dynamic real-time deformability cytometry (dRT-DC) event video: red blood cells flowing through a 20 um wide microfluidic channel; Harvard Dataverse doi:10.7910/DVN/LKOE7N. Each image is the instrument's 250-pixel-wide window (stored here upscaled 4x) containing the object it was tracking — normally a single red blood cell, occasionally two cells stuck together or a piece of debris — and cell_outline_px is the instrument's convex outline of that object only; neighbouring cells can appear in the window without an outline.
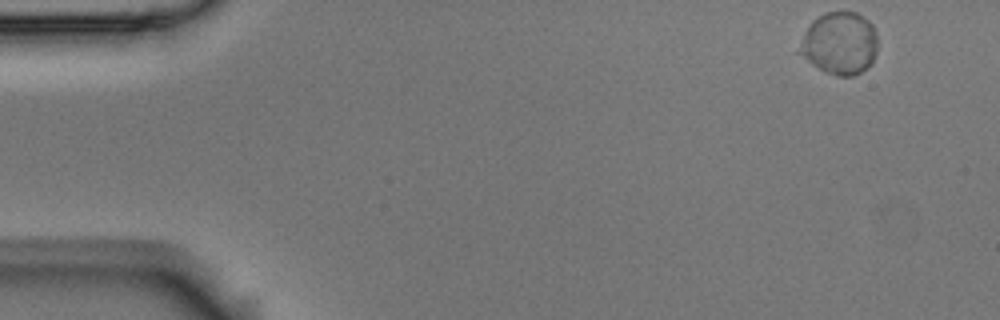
{"species": "Egyptian fruit bat (a non-hibernating species)", "species_latin": "Rousettus aegyptiacus", "temperature_condition": "room temperature", "stored_images_in_passage": 55, "camera_frame_rate_fps": 3000, "um_per_image_px": 0.085, "animal": {"sex": "male"}, "frame": {"image": 1, "passage_image": 1, "time_ms": 0.0, "image_size_px": [1000, 320], "cell_outline_px": [[876, 52], [872, 64], [860, 72], [852, 76], [836, 76], [812, 64], [796, 52], [804, 32], [812, 20], [824, 12], [856, 12], [868, 20], [872, 24], [876, 32]], "centroid_in_image_um": [71.35, 3.67], "position_along_channel_um": 13.7, "area_um2": 28.55}}
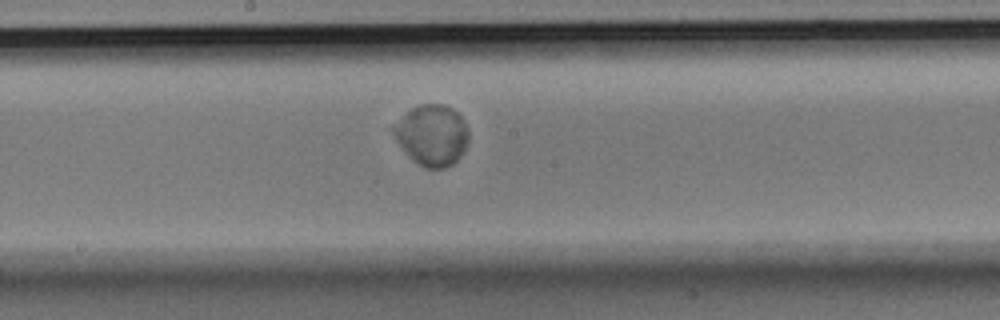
{"frame": {"image": 2, "passage_image": 28, "time_ms": 9.0, "image_size_px": [1000, 320], "cell_outline_px": [[468, 140], [460, 156], [452, 164], [444, 168], [424, 168], [412, 160], [396, 140], [392, 128], [412, 108], [420, 104], [444, 104], [452, 108], [464, 120], [468, 128]], "centroid_in_image_um": [36.74, 11.49], "position_along_channel_um": 211.5, "area_um2": 26.3}}
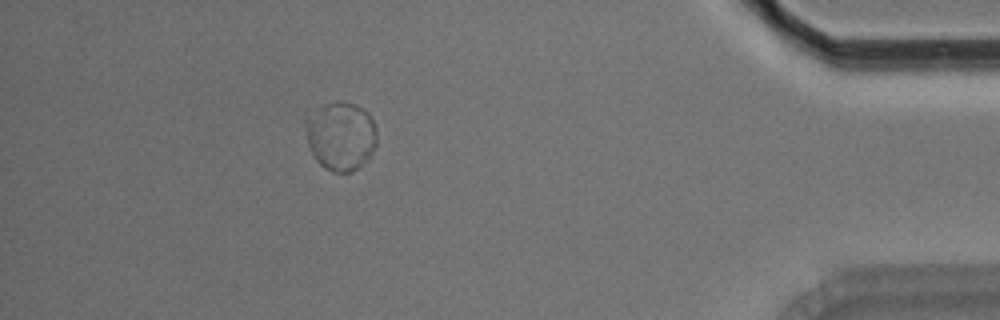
{"frame": {"image": 3, "passage_image": 49, "time_ms": 16.0, "image_size_px": [1000, 320], "cell_outline_px": [[376, 144], [368, 160], [352, 172], [332, 172], [324, 168], [316, 160], [308, 144], [304, 120], [324, 104], [336, 100], [344, 100], [356, 104], [368, 112], [376, 128]], "centroid_in_image_um": [28.98, 11.55], "position_along_channel_um": 406.2, "area_um2": 28.78}, "authors_computed_cell_mechanics": {"area_um2": 27.5128, "velocity_mm_per_s": 3.4493, "shape_relaxation_time_tau1_ms": 2.4827, "shape_relaxation_time_tau2_ms": null, "deformation_change_tau1": 0.0261, "deformation_change_tau2": null}}